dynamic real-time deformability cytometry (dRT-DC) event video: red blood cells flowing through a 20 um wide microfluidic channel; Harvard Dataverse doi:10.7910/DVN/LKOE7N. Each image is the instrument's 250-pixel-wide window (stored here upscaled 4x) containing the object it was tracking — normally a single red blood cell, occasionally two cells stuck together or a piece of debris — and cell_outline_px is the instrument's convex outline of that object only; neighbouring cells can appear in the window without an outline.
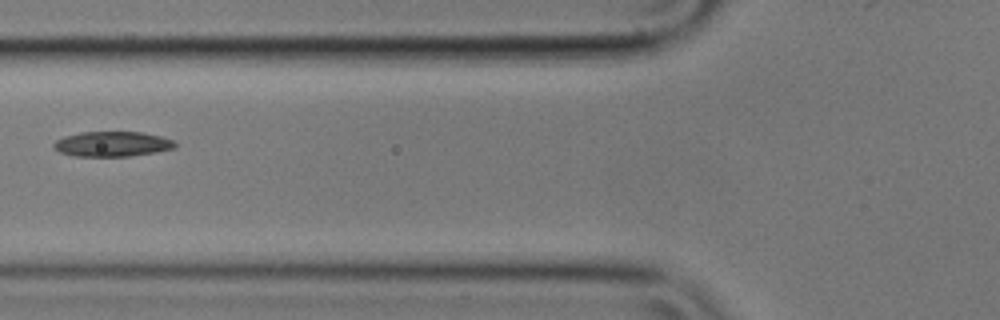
{"species": "common noctule bat (a hibernating species)", "species_latin": "Nyctalus noctula", "temperature_condition": "cold", "stored_images_in_passage": 6, "camera_frame_rate_fps": 3000, "um_per_image_px": 0.085, "animal": {"sex": "male", "body_mass_g": 17.9}, "frame": {"image": 1, "passage_image": 6, "time_ms": 1.667, "image_size_px": [1000, 320], "cell_outline_px": [[176, 148], [156, 152], [128, 156], [72, 156], [60, 152], [52, 148], [52, 144], [56, 140], [64, 136], [80, 132], [140, 132], [160, 136], [176, 140]], "centroid_in_image_um": [9.53, 12.24], "position_along_channel_um": 116.3, "area_um2": 17.86}}